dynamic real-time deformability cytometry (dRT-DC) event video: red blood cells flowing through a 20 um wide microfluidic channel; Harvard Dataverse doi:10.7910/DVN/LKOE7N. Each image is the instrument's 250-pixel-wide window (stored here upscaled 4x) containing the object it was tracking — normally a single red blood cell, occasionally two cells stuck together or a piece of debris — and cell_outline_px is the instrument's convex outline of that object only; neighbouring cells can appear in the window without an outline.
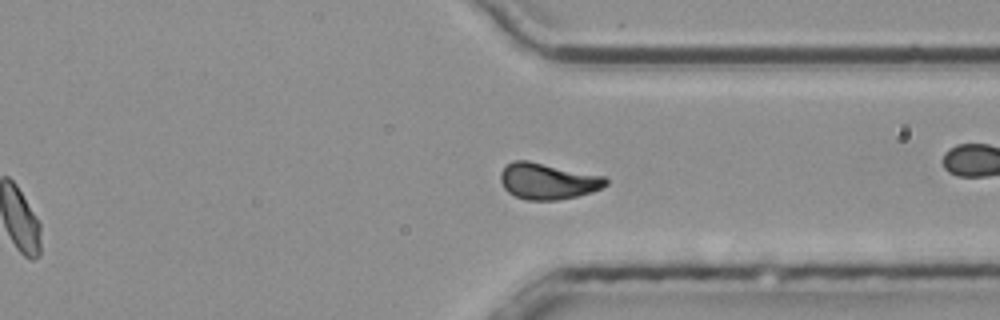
{"species": "common noctule bat (a hibernating species)", "species_latin": "Nyctalus noctula", "temperature_condition": "room temperature", "stored_images_in_passage": 43, "camera_frame_rate_fps": 3000, "um_per_image_px": 0.085, "animal": {"sex": "male", "body_mass_g": 20.4}, "frame": {"image": 1, "passage_image": 37, "time_ms": 12.0, "image_size_px": [1000, 320], "cell_outline_px": [[608, 184], [592, 192], [576, 196], [556, 200], [528, 200], [516, 196], [508, 192], [504, 188], [500, 180], [500, 172], [512, 160], [528, 160], [604, 176], [608, 180]], "centroid_in_image_um": [46.55, 15.39], "position_along_channel_um": 364.9, "area_um2": 22.14}, "authors_computed_cell_mechanics": {"area_um2": 21.964, "velocity_mm_per_s": 3.7549, "shape_relaxation_time_tau1_ms": null, "shape_relaxation_time_tau2_ms": 3.196, "deformation_change_tau1": null, "deformation_change_tau2": 0.0854}}